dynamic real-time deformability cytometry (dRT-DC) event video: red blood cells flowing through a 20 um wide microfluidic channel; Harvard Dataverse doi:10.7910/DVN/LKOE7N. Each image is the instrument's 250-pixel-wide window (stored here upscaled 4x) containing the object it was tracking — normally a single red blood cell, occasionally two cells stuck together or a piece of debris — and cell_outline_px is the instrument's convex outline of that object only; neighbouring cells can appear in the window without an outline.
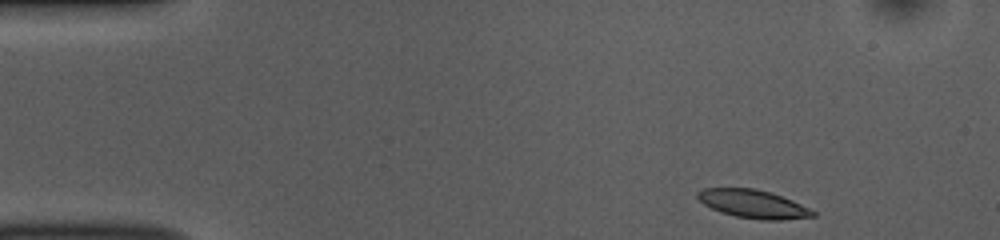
{"species": "common noctule bat (a hibernating species)", "species_latin": "Nyctalus noctula", "temperature_condition": "room temperature", "stored_images_in_passage": 46, "camera_frame_rate_fps": 3000, "um_per_image_px": 0.085, "animal": {"sex": "female", "body_mass_g": 10.0, "forearm_length_mm": 53.1}, "frame": {"image": 1, "passage_image": 1, "time_ms": 0.0, "image_size_px": [1000, 240], "cell_outline_px": [[816, 216], [784, 220], [760, 220], [736, 216], [720, 212], [704, 204], [696, 196], [696, 192], [704, 188], [756, 188], [772, 192], [792, 200], [816, 212]], "centroid_in_image_um": [64.02, 17.33], "position_along_channel_um": 21.0, "area_um2": 19.07}}
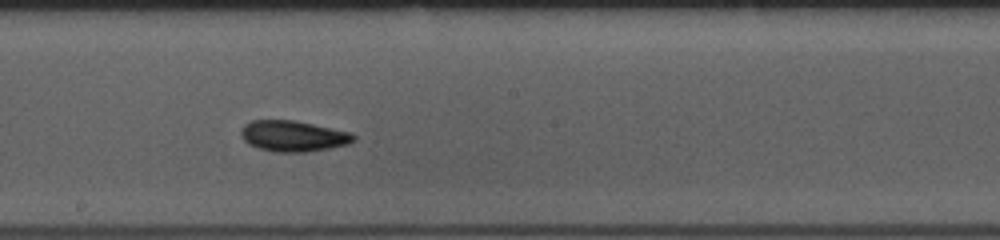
{"frame": {"image": 2, "passage_image": 23, "time_ms": 7.333, "image_size_px": [1000, 240], "cell_outline_px": [[356, 140], [348, 144], [332, 148], [308, 152], [272, 152], [248, 144], [240, 136], [240, 128], [244, 124], [252, 120], [292, 120], [352, 132], [356, 136]], "centroid_in_image_um": [24.92, 11.57], "position_along_channel_um": 223.3, "area_um2": 20.52}}
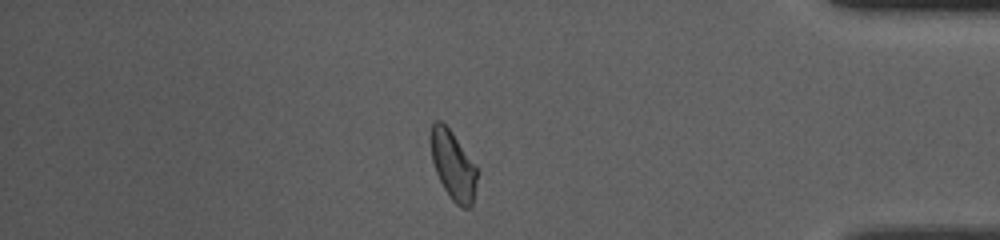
{"frame": {"image": 3, "passage_image": 39, "time_ms": 12.667, "image_size_px": [1000, 240], "cell_outline_px": [[476, 180], [472, 204], [468, 208], [460, 208], [452, 200], [444, 188], [436, 172], [432, 160], [428, 140], [428, 136], [432, 124], [436, 120], [440, 120], [452, 132], [476, 168]], "centroid_in_image_um": [38.44, 14.02], "position_along_channel_um": 396.8, "area_um2": 18.38}, "authors_computed_cell_mechanics": {"area_um2": 19.4208, "velocity_mm_per_s": 3.8513, "shape_relaxation_time_tau1_ms": 4.2945, "shape_relaxation_time_tau2_ms": 3.2009, "deformation_change_tau1": 0.1067, "deformation_change_tau2": 0.0787}}